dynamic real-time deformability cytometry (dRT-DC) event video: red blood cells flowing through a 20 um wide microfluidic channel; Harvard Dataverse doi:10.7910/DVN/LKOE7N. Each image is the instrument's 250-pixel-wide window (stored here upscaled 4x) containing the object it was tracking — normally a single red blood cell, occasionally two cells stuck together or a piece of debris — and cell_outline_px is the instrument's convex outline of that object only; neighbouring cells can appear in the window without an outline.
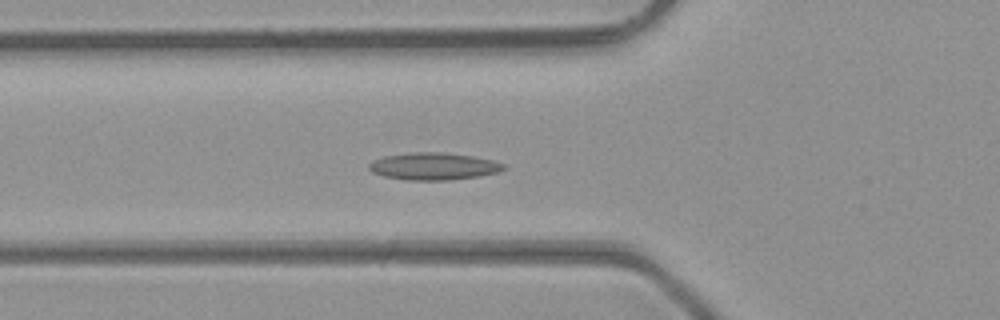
{"species": "common noctule bat (a hibernating species)", "species_latin": "Nyctalus noctula", "temperature_condition": "room temperature", "stored_images_in_passage": 29, "camera_frame_rate_fps": 3000, "um_per_image_px": 0.085, "animal": {"sex": "male", "body_mass_g": 23.1, "forearm_length_mm": 52.7}, "frame": {"image": 1, "passage_image": 9, "time_ms": 2.667, "image_size_px": [1000, 320], "cell_outline_px": [[504, 168], [496, 172], [480, 176], [448, 180], [408, 180], [384, 176], [372, 172], [368, 168], [368, 164], [372, 160], [384, 156], [408, 152], [444, 152], [472, 156], [492, 160], [504, 164]], "centroid_in_image_um": [36.8, 14.12], "position_along_channel_um": 89.0, "area_um2": 21.33}}
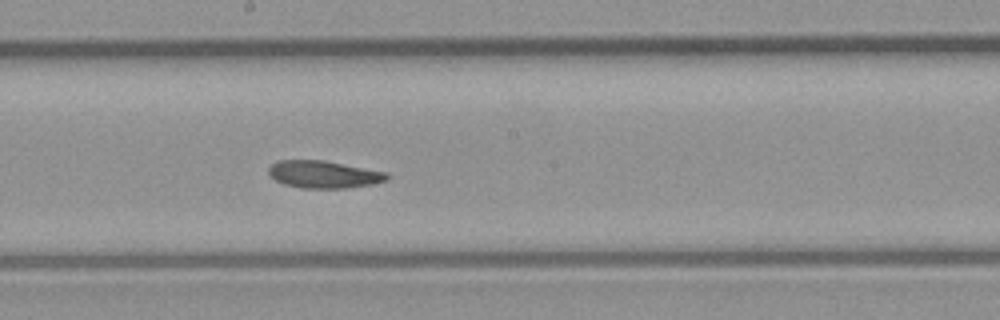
{"frame": {"image": 2, "passage_image": 18, "time_ms": 5.667, "image_size_px": [1000, 320], "cell_outline_px": [[388, 180], [372, 184], [344, 188], [300, 188], [284, 184], [276, 180], [268, 172], [268, 168], [276, 160], [324, 160], [388, 172]], "centroid_in_image_um": [27.52, 14.82], "position_along_channel_um": 220.7, "area_um2": 18.9}}
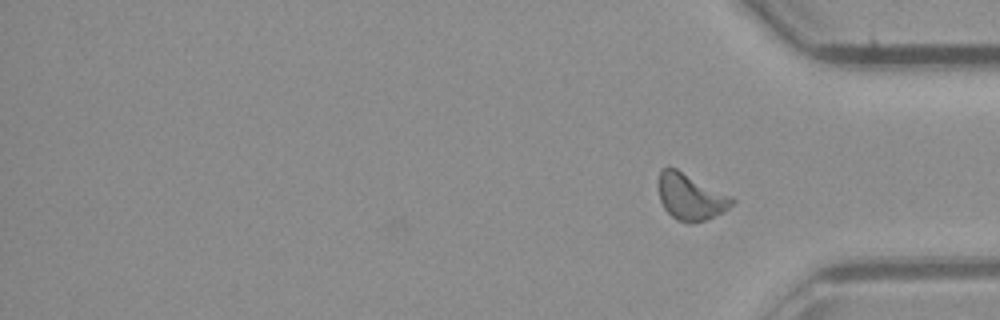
{"frame": {"image": 3, "passage_image": 29, "time_ms": 9.333, "image_size_px": [1000, 320], "cell_outline_px": [[736, 200], [724, 212], [704, 220], [688, 224], [676, 220], [664, 208], [660, 200], [660, 172], [664, 168], [676, 168], [732, 196]], "centroid_in_image_um": [58.73, 16.75], "position_along_channel_um": 376.5, "area_um2": 19.59}, "authors_computed_cell_mechanics": {"area_um2": 19.3052, "velocity_mm_per_s": 4.3606, "shape_relaxation_time_tau1_ms": null, "shape_relaxation_time_tau2_ms": 6.372, "deformation_change_tau1": null, "deformation_change_tau2": 0.1421}}